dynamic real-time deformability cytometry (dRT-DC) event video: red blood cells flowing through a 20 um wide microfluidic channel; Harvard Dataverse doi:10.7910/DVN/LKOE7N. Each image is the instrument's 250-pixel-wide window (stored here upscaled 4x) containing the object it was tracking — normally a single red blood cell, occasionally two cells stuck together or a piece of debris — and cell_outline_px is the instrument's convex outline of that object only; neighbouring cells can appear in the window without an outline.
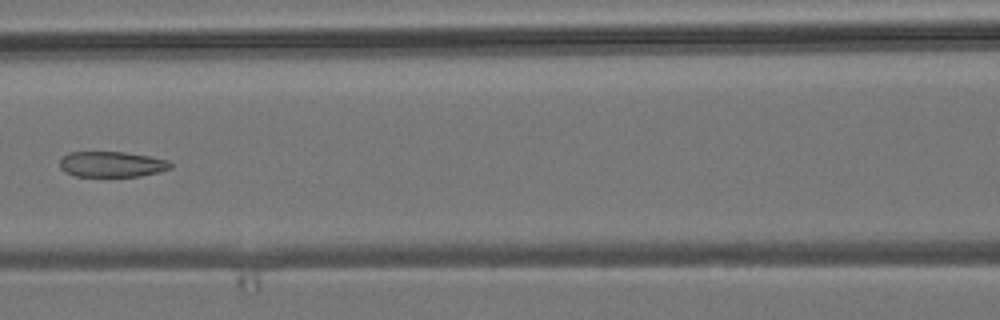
{"species": "common noctule bat (a hibernating species)", "species_latin": "Nyctalus noctula", "temperature_condition": "room temperature", "stored_images_in_passage": 6, "camera_frame_rate_fps": 3000, "um_per_image_px": 0.085, "animal": {"sex": "male", "body_mass_g": 19.2, "forearm_length_mm": 51.8}, "frame": {"image": 1, "passage_image": 6, "time_ms": 6.0, "image_size_px": [1000, 320], "cell_outline_px": [[172, 168], [140, 176], [76, 176], [64, 172], [60, 168], [60, 160], [68, 152], [124, 152], [148, 156], [168, 160], [172, 164]], "centroid_in_image_um": [9.48, 13.96], "position_along_channel_um": 157.1, "area_um2": 16.42}}